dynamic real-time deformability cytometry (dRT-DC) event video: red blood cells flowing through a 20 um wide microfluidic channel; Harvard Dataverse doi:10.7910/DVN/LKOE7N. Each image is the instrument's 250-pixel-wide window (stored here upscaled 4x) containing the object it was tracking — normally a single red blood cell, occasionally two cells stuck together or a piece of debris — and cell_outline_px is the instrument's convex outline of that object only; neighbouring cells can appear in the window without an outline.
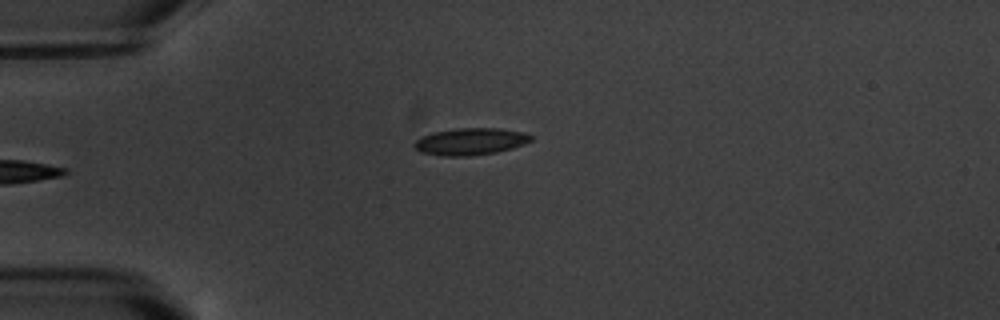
{"species": "common noctule bat (a hibernating species)", "species_latin": "Nyctalus noctula", "temperature_condition": "warm", "stored_images_in_passage": 5, "camera_frame_rate_fps": 3000, "um_per_image_px": 0.085, "animal": {"sex": "male", "body_mass_g": 20.1, "forearm_length_mm": 53.5}, "frame": {"image": 1, "passage_image": 5, "time_ms": 4.667, "image_size_px": [1000, 320], "cell_outline_px": [[532, 140], [524, 144], [512, 148], [496, 152], [468, 156], [440, 156], [420, 152], [412, 144], [420, 136], [432, 132], [460, 128], [496, 128], [524, 132], [532, 136]], "centroid_in_image_um": [39.95, 12.03], "position_along_channel_um": 45.0, "area_um2": 18.38}}